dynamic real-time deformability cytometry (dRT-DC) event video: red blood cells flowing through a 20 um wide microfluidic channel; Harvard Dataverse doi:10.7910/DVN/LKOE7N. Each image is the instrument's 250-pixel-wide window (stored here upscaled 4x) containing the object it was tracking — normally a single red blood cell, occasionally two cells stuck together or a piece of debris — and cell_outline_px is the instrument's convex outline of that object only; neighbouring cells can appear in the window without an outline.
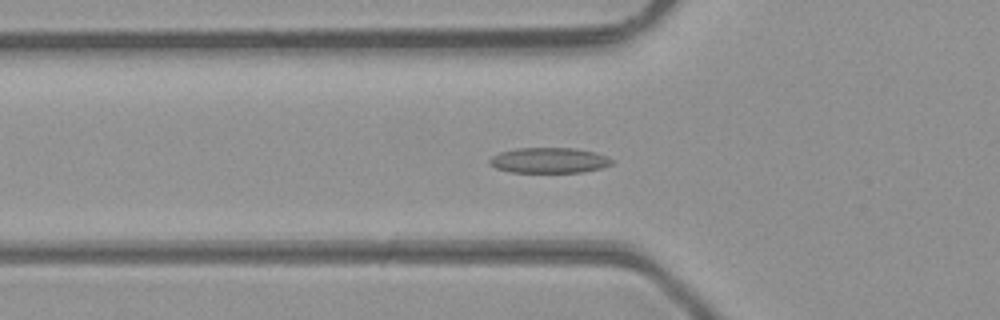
{"species": "common noctule bat (a hibernating species)", "species_latin": "Nyctalus noctula", "temperature_condition": "room temperature", "stored_images_in_passage": 44, "camera_frame_rate_fps": 3000, "um_per_image_px": 0.085, "animal": {"sex": "male", "body_mass_g": 23.1, "forearm_length_mm": 52.7}, "frame": {"image": 1, "passage_image": 13, "time_ms": 4.0, "image_size_px": [1000, 320], "cell_outline_px": [[612, 164], [600, 168], [584, 172], [512, 172], [496, 168], [488, 160], [492, 156], [500, 152], [516, 148], [576, 148], [596, 152], [612, 160]], "centroid_in_image_um": [46.67, 13.62], "position_along_channel_um": 79.1, "area_um2": 17.98}}
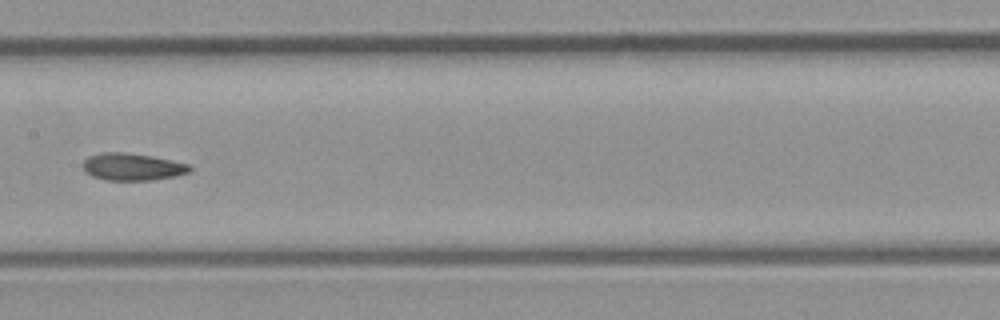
{"frame": {"image": 2, "passage_image": 21, "time_ms": 6.667, "image_size_px": [1000, 320], "cell_outline_px": [[192, 168], [188, 172], [176, 176], [152, 180], [104, 180], [92, 176], [84, 168], [84, 160], [88, 156], [100, 152], [124, 152], [152, 156], [172, 160], [188, 164]], "centroid_in_image_um": [11.25, 14.17], "position_along_channel_um": 196.1, "area_um2": 16.88}}
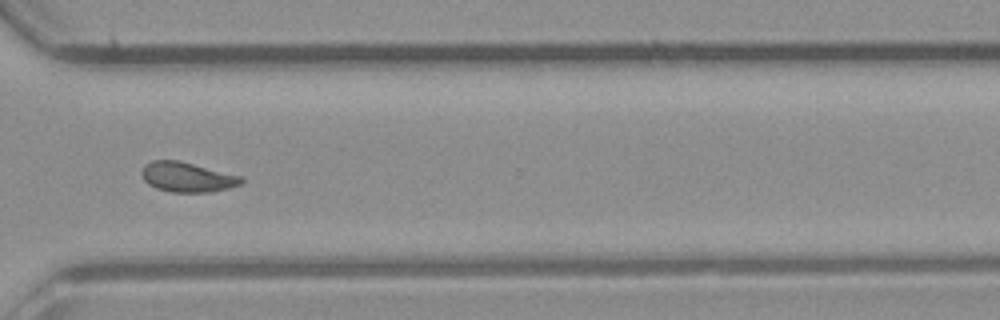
{"frame": {"image": 3, "passage_image": 32, "time_ms": 10.333, "image_size_px": [1000, 320], "cell_outline_px": [[244, 180], [240, 184], [228, 188], [208, 192], [172, 192], [156, 188], [148, 184], [144, 180], [140, 172], [152, 160], [176, 160], [240, 176]], "centroid_in_image_um": [15.88, 15.06], "position_along_channel_um": 354.7, "area_um2": 16.88}, "authors_computed_cell_mechanics": {"area_um2": 17.051, "velocity_mm_per_s": 4.3357, "shape_relaxation_time_tau1_ms": null, "shape_relaxation_time_tau2_ms": 2.7625, "deformation_change_tau1": null, "deformation_change_tau2": 0.0883}}